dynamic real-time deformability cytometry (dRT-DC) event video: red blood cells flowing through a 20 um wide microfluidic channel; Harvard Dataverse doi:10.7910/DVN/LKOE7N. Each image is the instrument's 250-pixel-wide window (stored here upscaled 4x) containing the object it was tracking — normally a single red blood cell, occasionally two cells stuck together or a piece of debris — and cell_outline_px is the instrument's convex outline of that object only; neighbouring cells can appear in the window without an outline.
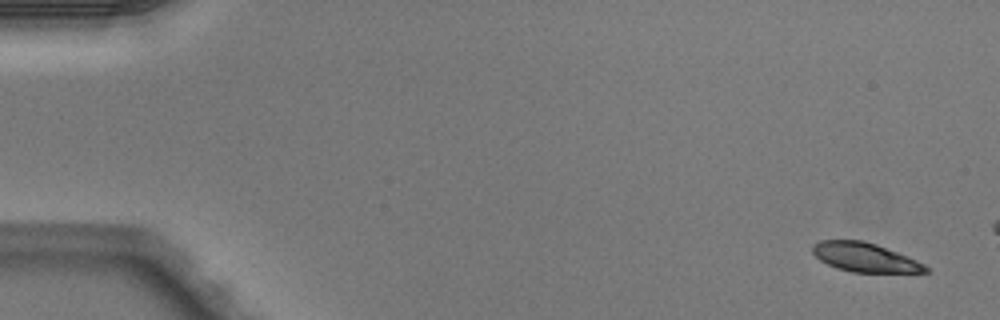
{"species": "Egyptian fruit bat (a non-hibernating species)", "species_latin": "Rousettus aegyptiacus", "temperature_condition": "warm", "stored_images_in_passage": 4, "camera_frame_rate_fps": 3000, "um_per_image_px": 0.085, "animal": {"sex": "male"}, "frame": {"image": 1, "passage_image": 1, "time_ms": 0.0, "image_size_px": [1000, 320], "cell_outline_px": [[932, 272], [852, 272], [836, 268], [820, 260], [812, 252], [812, 244], [820, 240], [864, 240], [876, 244], [916, 260], [924, 264]], "centroid_in_image_um": [73.48, 21.87], "position_along_channel_um": 11.5, "area_um2": 19.02}}